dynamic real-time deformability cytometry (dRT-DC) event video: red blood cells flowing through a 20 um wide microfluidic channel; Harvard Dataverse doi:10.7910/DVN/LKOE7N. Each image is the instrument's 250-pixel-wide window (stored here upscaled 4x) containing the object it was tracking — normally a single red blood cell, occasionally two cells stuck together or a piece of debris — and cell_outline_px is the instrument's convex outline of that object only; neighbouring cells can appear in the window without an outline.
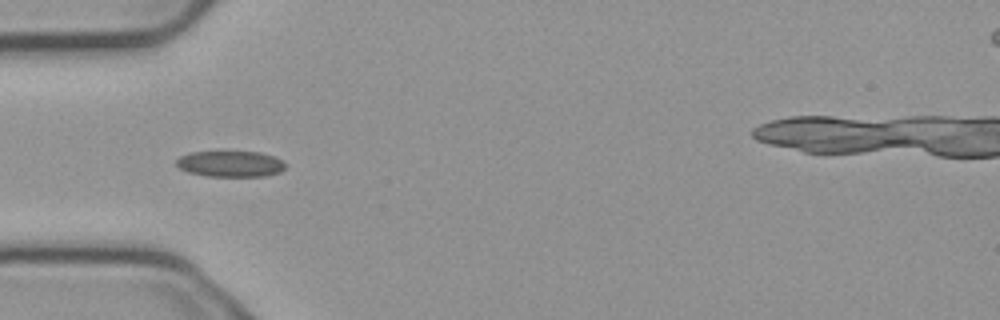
{"species": "common noctule bat (a hibernating species)", "species_latin": "Nyctalus noctula", "temperature_condition": "cold", "stored_images_in_passage": 6, "camera_frame_rate_fps": 3000, "um_per_image_px": 0.085, "animal": {"sex": "male", "body_mass_g": 23.1, "forearm_length_mm": 52.7}, "frame": {"image": 1, "passage_image": 5, "time_ms": 1.333, "image_size_px": [1000, 320], "cell_outline_px": [[288, 164], [280, 172], [268, 176], [208, 176], [188, 172], [180, 168], [176, 164], [176, 160], [180, 156], [192, 152], [260, 152], [284, 160]], "centroid_in_image_um": [19.63, 13.93], "position_along_channel_um": 65.4, "area_um2": 16.53}}
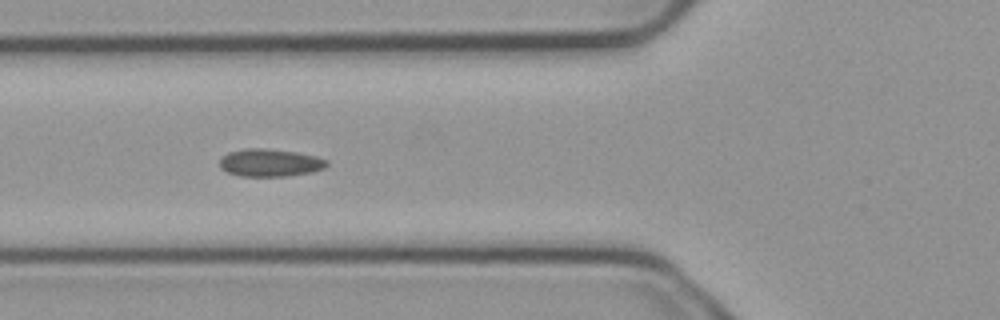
{"frame": {"image": 2, "passage_image": 6, "time_ms": 1.667, "image_size_px": [1000, 320], "cell_outline_px": [[328, 164], [324, 168], [312, 172], [284, 176], [240, 176], [228, 172], [220, 168], [220, 160], [228, 152], [244, 148], [264, 148], [296, 152], [316, 156], [328, 160]], "centroid_in_image_um": [22.95, 13.82], "position_along_channel_um": 102.8, "area_um2": 17.22}}